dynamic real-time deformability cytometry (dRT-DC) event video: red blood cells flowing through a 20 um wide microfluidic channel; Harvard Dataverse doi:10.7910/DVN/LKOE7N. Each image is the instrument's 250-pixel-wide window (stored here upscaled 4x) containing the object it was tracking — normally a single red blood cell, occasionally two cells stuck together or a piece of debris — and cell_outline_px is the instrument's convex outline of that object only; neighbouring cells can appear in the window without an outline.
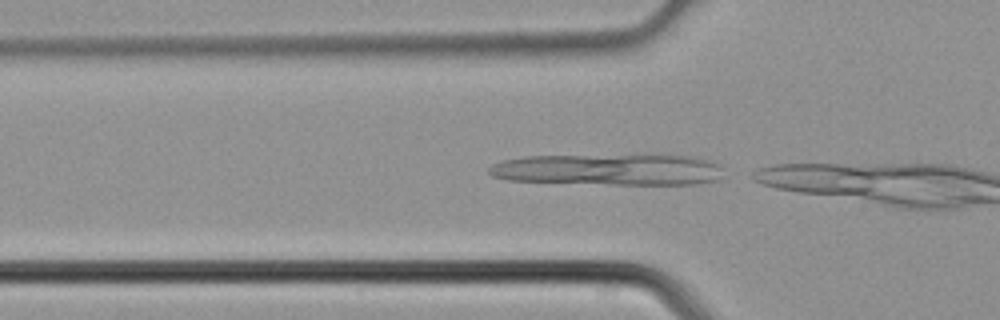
{"species": "common noctule bat (a hibernating species)", "species_latin": "Nyctalus noctula", "temperature_condition": "cold", "stored_images_in_passage": 3, "camera_frame_rate_fps": 3000, "um_per_image_px": 0.085, "animal": {"sex": "male", "body_mass_g": 21.5, "forearm_length_mm": 52.0}, "frame": {"image": 1, "passage_image": 2, "time_ms": 0.333, "image_size_px": [1000, 320], "cell_outline_px": [[724, 168], [720, 180], [696, 184], [612, 184], [508, 180], [492, 176], [488, 172], [488, 168], [492, 164], [504, 160], [524, 156], [692, 156], [708, 160]], "centroid_in_image_um": [51.76, 14.43], "position_along_channel_um": 74.0, "area_um2": 42.37}}